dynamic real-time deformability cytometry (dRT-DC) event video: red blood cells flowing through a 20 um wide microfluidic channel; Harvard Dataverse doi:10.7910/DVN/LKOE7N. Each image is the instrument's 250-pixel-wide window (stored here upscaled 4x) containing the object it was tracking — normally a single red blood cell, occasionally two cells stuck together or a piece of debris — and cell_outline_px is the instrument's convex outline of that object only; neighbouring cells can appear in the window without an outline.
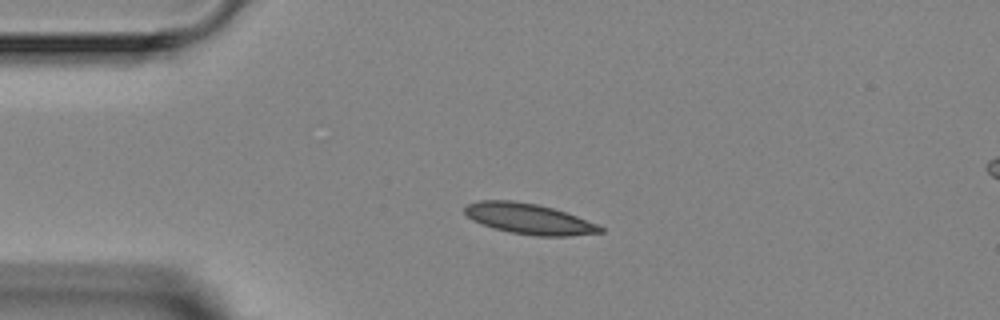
{"species": "Egyptian fruit bat (a non-hibernating species)", "species_latin": "Rousettus aegyptiacus", "temperature_condition": "room temperature", "stored_images_in_passage": 3, "segment_of_instrument_passage": [1, 2], "camera_frame_rate_fps": 3000, "um_per_image_px": 0.085, "animal": {"sex": "female"}, "frame": {"image": 1, "passage_image": 1, "time_ms": 0.0, "image_size_px": [1000, 320], "cell_outline_px": [[604, 232], [568, 236], [536, 236], [508, 232], [480, 224], [472, 220], [464, 212], [464, 208], [468, 204], [476, 200], [512, 200], [536, 204], [552, 208], [600, 224], [604, 228]], "centroid_in_image_um": [44.96, 18.6], "position_along_channel_um": 40.0, "area_um2": 24.28}}